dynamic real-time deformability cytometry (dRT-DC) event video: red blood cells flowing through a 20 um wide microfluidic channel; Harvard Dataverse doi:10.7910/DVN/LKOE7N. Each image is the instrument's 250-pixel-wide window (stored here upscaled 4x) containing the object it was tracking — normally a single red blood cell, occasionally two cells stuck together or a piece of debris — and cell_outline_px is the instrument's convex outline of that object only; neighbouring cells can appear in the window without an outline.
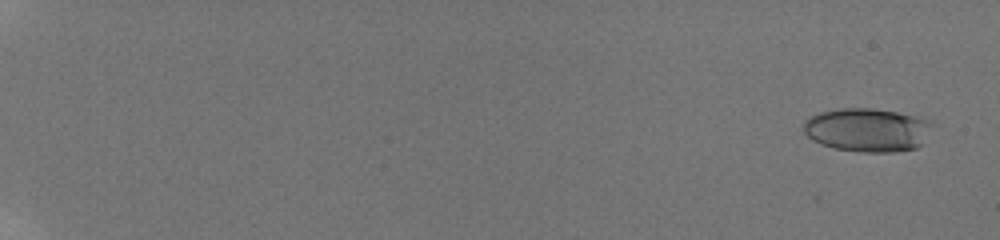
{"species": "human", "species_latin": "Homo sapiens", "temperature_condition": "room temperature", "stored_images_in_passage": 61, "camera_frame_rate_fps": 3000, "um_per_image_px": 0.085, "donor": {"sex": "male"}, "frame": {"image": 1, "passage_image": 5, "time_ms": 0.667, "image_size_px": [1000, 240], "cell_outline_px": [[928, 124], [920, 144], [916, 148], [896, 152], [860, 152], [832, 148], [820, 144], [812, 140], [804, 132], [804, 120], [820, 112], [840, 108], [872, 108], [896, 112], [928, 120]], "centroid_in_image_um": [73.6, 11.05], "position_along_channel_um": 11.4, "area_um2": 32.08}}
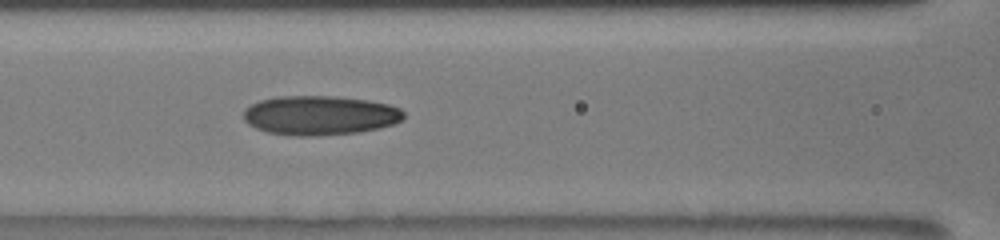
{"frame": {"image": 2, "passage_image": 35, "time_ms": 10.0, "image_size_px": [1000, 240], "cell_outline_px": [[404, 120], [380, 128], [360, 132], [316, 136], [296, 136], [268, 132], [256, 128], [248, 124], [244, 120], [244, 108], [260, 100], [276, 96], [336, 96], [368, 100], [388, 104], [400, 108], [404, 112]], "centroid_in_image_um": [27.2, 9.8], "position_along_channel_um": 139.4, "area_um2": 36.99}}
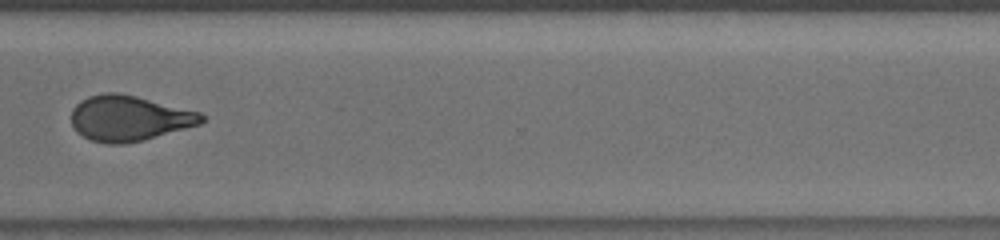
{"frame": {"image": 3, "passage_image": 52, "time_ms": 15.667, "image_size_px": [1000, 240], "cell_outline_px": [[204, 120], [200, 124], [144, 140], [124, 144], [108, 144], [92, 140], [76, 132], [72, 124], [72, 108], [80, 100], [88, 96], [104, 92], [116, 92], [136, 96], [200, 112], [204, 116]], "centroid_in_image_um": [10.95, 10.05], "position_along_channel_um": 359.7, "area_um2": 34.45}}